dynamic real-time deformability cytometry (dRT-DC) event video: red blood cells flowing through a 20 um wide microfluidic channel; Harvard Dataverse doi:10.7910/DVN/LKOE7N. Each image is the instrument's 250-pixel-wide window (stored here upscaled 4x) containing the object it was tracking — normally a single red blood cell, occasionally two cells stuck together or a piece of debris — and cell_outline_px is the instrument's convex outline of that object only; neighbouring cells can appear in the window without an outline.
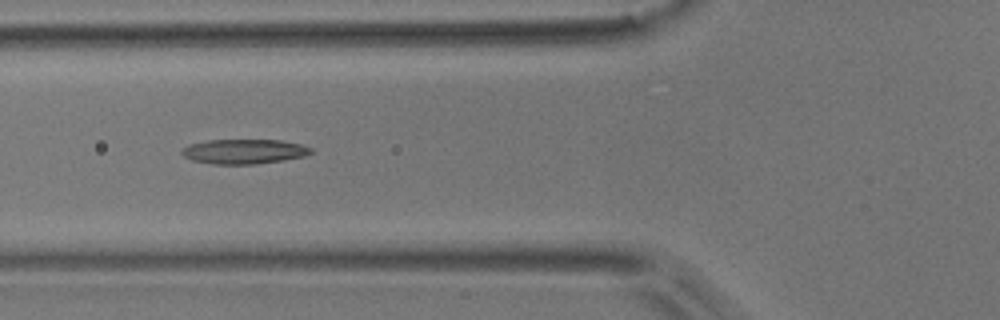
{"species": "common noctule bat (a hibernating species)", "species_latin": "Nyctalus noctula", "temperature_condition": "room temperature", "stored_images_in_passage": 7, "camera_frame_rate_fps": 3000, "um_per_image_px": 0.085, "animal": {"sex": "male", "body_mass_g": 17.9}, "frame": {"image": 1, "passage_image": 5, "time_ms": 1.333, "image_size_px": [1000, 320], "cell_outline_px": [[312, 152], [304, 156], [284, 160], [256, 164], [212, 164], [192, 160], [184, 156], [180, 152], [180, 148], [188, 144], [208, 140], [280, 140], [300, 144], [312, 148]], "centroid_in_image_um": [20.7, 12.87], "position_along_channel_um": 105.1, "area_um2": 18.67}}
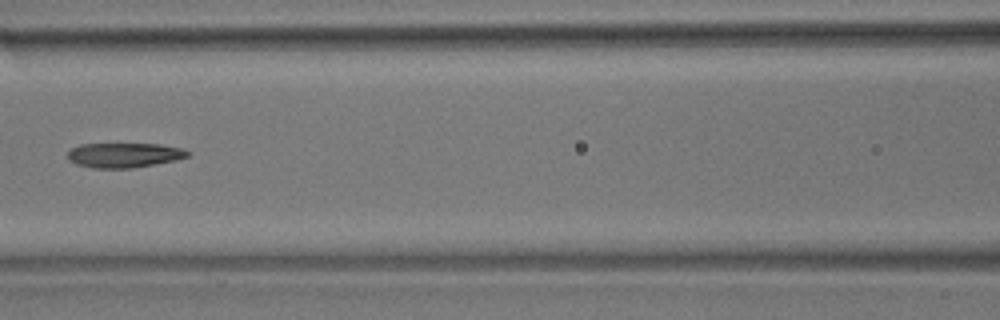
{"frame": {"image": 2, "passage_image": 6, "time_ms": 1.667, "image_size_px": [1000, 320], "cell_outline_px": [[188, 156], [176, 160], [132, 168], [92, 168], [76, 164], [68, 160], [68, 152], [72, 148], [80, 144], [160, 144], [184, 148], [188, 152]], "centroid_in_image_um": [10.54, 13.18], "position_along_channel_um": 156.1, "area_um2": 17.28}}
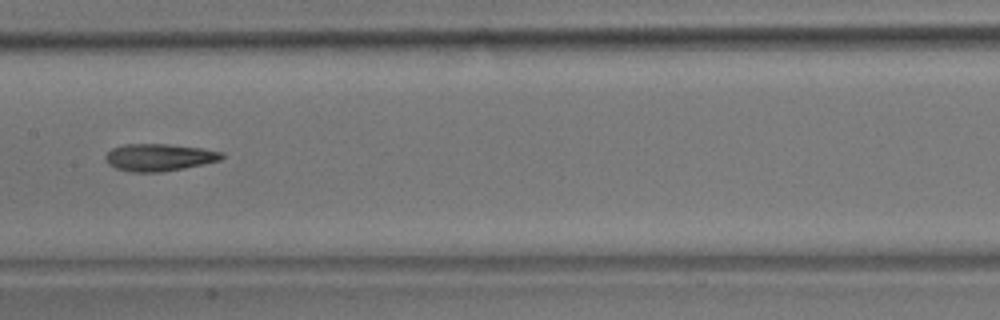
{"frame": {"image": 3, "passage_image": 7, "time_ms": 2.0, "image_size_px": [1000, 320], "cell_outline_px": [[224, 156], [220, 160], [184, 168], [160, 172], [132, 172], [116, 168], [108, 164], [104, 160], [104, 156], [112, 148], [124, 144], [168, 144], [200, 148], [224, 152]], "centroid_in_image_um": [13.49, 13.37], "position_along_channel_um": 193.9, "area_um2": 18.44}}